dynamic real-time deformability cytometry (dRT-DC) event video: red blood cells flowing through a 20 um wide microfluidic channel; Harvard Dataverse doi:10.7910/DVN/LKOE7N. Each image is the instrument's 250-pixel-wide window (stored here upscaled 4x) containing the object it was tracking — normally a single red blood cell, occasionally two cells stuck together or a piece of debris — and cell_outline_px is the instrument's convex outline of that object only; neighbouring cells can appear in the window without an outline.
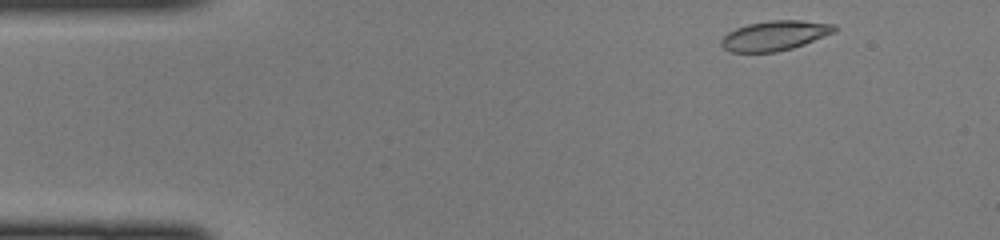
{"species": "common noctule bat (a hibernating species)", "species_latin": "Nyctalus noctula", "temperature_condition": "cold", "stored_images_in_passage": 42, "camera_frame_rate_fps": 3000, "um_per_image_px": 0.085, "animal": {"sex": "female", "body_mass_g": 22.0, "forearm_length_mm": 56.7}, "frame": {"image": 1, "passage_image": 1, "time_ms": 0.0, "image_size_px": [1000, 240], "cell_outline_px": [[840, 28], [836, 32], [804, 44], [792, 48], [776, 52], [732, 52], [724, 48], [720, 44], [720, 40], [728, 32], [736, 28], [748, 24], [768, 20], [800, 20], [836, 24]], "centroid_in_image_um": [65.9, 3.01], "position_along_channel_um": 19.1, "area_um2": 19.83}}
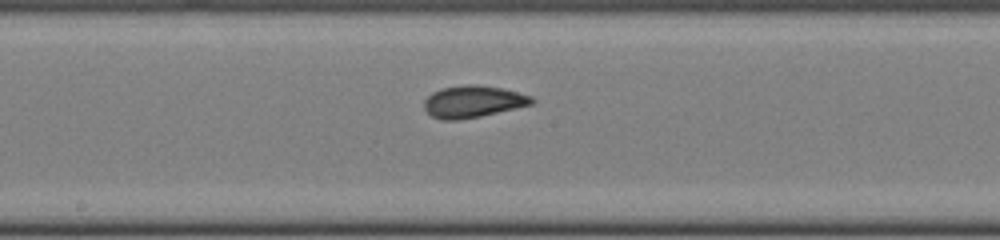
{"frame": {"image": 2, "passage_image": 20, "time_ms": 6.333, "image_size_px": [1000, 240], "cell_outline_px": [[536, 100], [532, 104], [480, 116], [460, 120], [440, 120], [432, 116], [424, 108], [424, 100], [432, 92], [440, 88], [464, 84], [476, 84], [500, 88], [532, 96]], "centroid_in_image_um": [40.17, 8.63], "position_along_channel_um": 208.0, "area_um2": 20.0}}
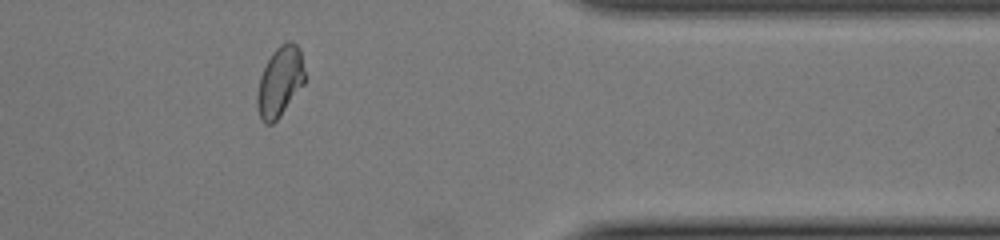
{"frame": {"image": 3, "passage_image": 34, "time_ms": 11.0, "image_size_px": [1000, 240], "cell_outline_px": [[308, 76], [304, 84], [280, 116], [272, 124], [264, 124], [256, 108], [256, 96], [260, 76], [272, 52], [280, 44], [288, 40], [292, 40], [300, 48]], "centroid_in_image_um": [23.83, 6.91], "position_along_channel_um": 387.6, "area_um2": 19.94}}